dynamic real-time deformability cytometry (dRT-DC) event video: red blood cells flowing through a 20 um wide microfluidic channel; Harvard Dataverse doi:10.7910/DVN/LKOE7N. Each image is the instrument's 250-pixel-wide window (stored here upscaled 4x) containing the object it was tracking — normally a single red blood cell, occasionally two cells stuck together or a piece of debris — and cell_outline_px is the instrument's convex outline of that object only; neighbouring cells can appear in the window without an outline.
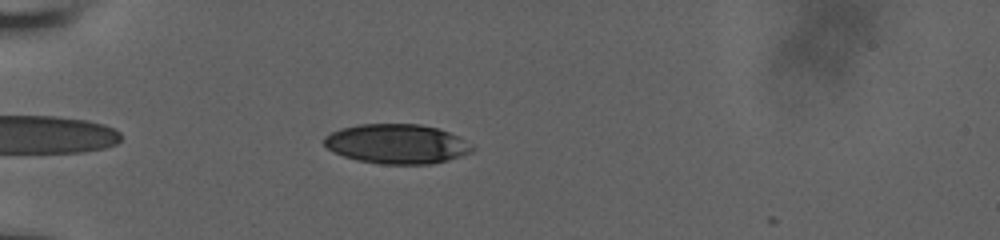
{"species": "human", "species_latin": "Homo sapiens", "temperature_condition": "room temperature", "stored_images_in_passage": 42, "camera_frame_rate_fps": 3000, "um_per_image_px": 0.085, "donor": {"sex": "male"}, "frame": {"image": 1, "passage_image": 4, "time_ms": 1.0, "image_size_px": [1000, 240], "cell_outline_px": [[476, 148], [472, 152], [448, 160], [432, 164], [384, 164], [356, 160], [344, 156], [328, 148], [324, 144], [324, 136], [340, 128], [360, 124], [420, 124], [440, 128], [472, 144]], "centroid_in_image_um": [33.75, 12.23], "position_along_channel_um": 51.2, "area_um2": 34.16}}
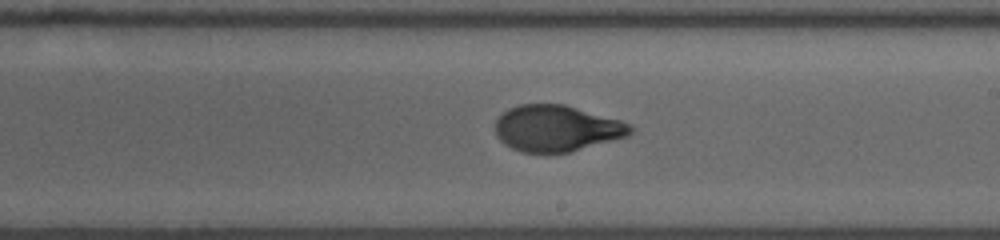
{"frame": {"image": 2, "passage_image": 21, "time_ms": 6.667, "image_size_px": [1000, 240], "cell_outline_px": [[632, 132], [628, 136], [568, 152], [520, 152], [504, 144], [496, 136], [496, 120], [500, 112], [508, 108], [520, 104], [564, 104], [620, 120], [628, 124], [632, 128]], "centroid_in_image_um": [47.26, 10.9], "position_along_channel_um": 241.7, "area_um2": 36.24}}
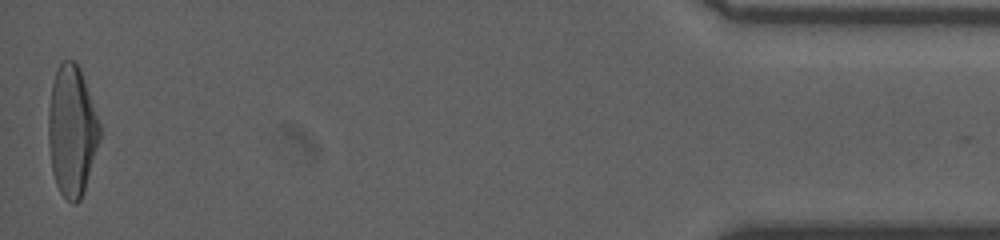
{"frame": {"image": 3, "passage_image": 42, "time_ms": 13.667, "image_size_px": [1000, 240], "cell_outline_px": [[100, 136], [84, 188], [80, 200], [76, 204], [72, 204], [60, 192], [56, 184], [52, 172], [48, 140], [48, 112], [52, 84], [56, 72], [60, 64], [64, 60], [72, 60], [80, 68], [100, 124]], "centroid_in_image_um": [6.09, 11.12], "position_along_channel_um": 429.1, "area_um2": 38.44}, "authors_computed_cell_mechanics": {"area_um2": 37.0498, "velocity_mm_per_s": 3.8351, "shape_relaxation_time_tau1_ms": 5.0048, "shape_relaxation_time_tau2_ms": null, "deformation_change_tau1": 0.221, "deformation_change_tau2": null}}